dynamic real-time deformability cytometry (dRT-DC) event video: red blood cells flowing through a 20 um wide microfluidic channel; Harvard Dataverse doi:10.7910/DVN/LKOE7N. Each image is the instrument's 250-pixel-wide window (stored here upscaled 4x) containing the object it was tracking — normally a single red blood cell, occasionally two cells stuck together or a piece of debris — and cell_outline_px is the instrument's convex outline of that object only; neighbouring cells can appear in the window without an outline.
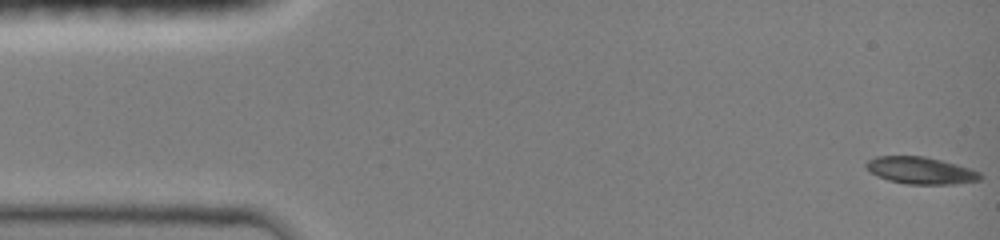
{"species": "common noctule bat (a hibernating species)", "species_latin": "Nyctalus noctula", "temperature_condition": "room temperature", "stored_images_in_passage": 5, "camera_frame_rate_fps": 3000, "um_per_image_px": 0.085, "animal": {"sex": "female", "body_mass_g": 19.0, "forearm_length_mm": 51.5}, "frame": {"image": 1, "passage_image": 1, "time_ms": 0.0, "image_size_px": [1000, 240], "cell_outline_px": [[980, 180], [952, 184], [908, 184], [888, 180], [872, 172], [864, 164], [868, 160], [876, 156], [924, 156], [940, 160], [968, 168], [980, 172]], "centroid_in_image_um": [78.24, 14.49], "position_along_channel_um": 6.8, "area_um2": 17.57}}
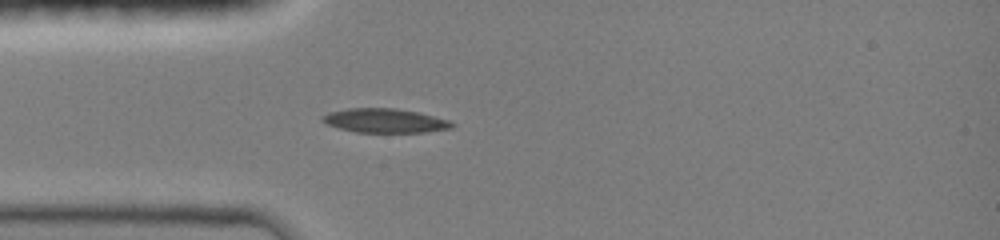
{"frame": {"image": 2, "passage_image": 5, "time_ms": 4.0, "image_size_px": [1000, 240], "cell_outline_px": [[456, 124], [452, 128], [424, 132], [356, 132], [340, 128], [328, 124], [320, 120], [320, 116], [328, 112], [348, 108], [396, 108], [416, 112], [448, 120]], "centroid_in_image_um": [32.68, 10.25], "position_along_channel_um": 52.3, "area_um2": 18.09}}